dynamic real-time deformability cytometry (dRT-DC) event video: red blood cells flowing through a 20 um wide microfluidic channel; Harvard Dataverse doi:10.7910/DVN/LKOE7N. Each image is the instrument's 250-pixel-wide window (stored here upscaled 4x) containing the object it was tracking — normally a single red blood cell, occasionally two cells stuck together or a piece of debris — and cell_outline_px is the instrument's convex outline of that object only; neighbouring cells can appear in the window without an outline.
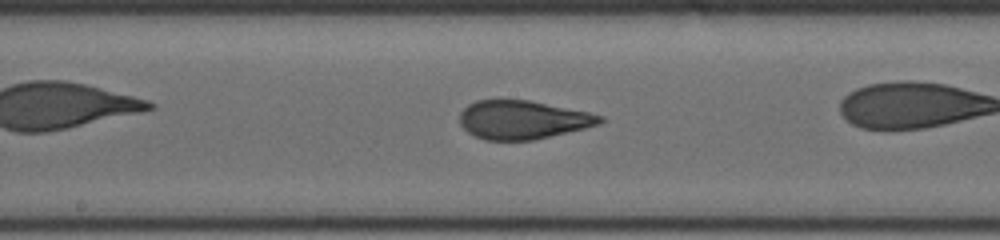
{"species": "human", "species_latin": "Homo sapiens", "temperature_condition": "cold", "stored_images_in_passage": 32, "camera_frame_rate_fps": 3000, "um_per_image_px": 0.085, "donor": {"sex": "male"}, "frame": {"image": 1, "passage_image": 19, "time_ms": 10.667, "image_size_px": [1000, 240], "cell_outline_px": [[604, 120], [600, 124], [584, 128], [532, 140], [484, 140], [468, 132], [460, 124], [460, 112], [468, 104], [476, 100], [528, 100], [588, 112], [604, 116]], "centroid_in_image_um": [44.41, 10.18], "position_along_channel_um": 203.8, "area_um2": 31.27}}